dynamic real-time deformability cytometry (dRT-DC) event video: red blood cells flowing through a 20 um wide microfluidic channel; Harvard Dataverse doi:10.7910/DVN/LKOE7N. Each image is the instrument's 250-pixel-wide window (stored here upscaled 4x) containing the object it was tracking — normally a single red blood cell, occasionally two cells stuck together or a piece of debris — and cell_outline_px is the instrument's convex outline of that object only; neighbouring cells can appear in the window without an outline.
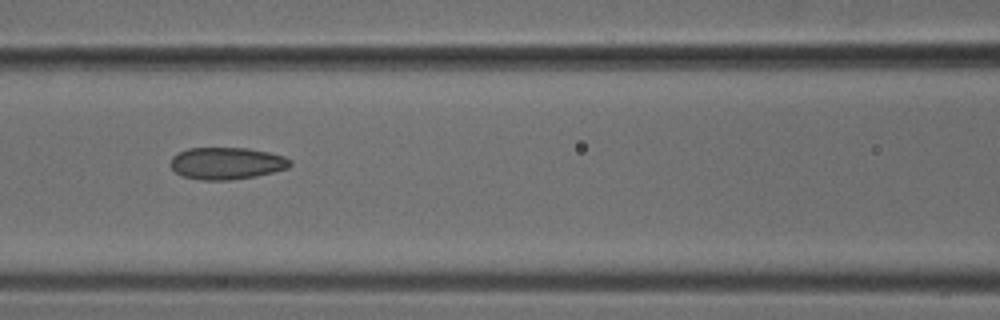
{"species": "common noctule bat (a hibernating species)", "species_latin": "Nyctalus noctula", "temperature_condition": "cold", "stored_images_in_passage": 9, "camera_frame_rate_fps": 3000, "um_per_image_px": 0.085, "animal": {"sex": "male", "body_mass_g": 18.8}, "frame": {"image": 1, "passage_image": 6, "time_ms": 1.667, "image_size_px": [1000, 320], "cell_outline_px": [[292, 164], [288, 168], [256, 176], [232, 180], [200, 180], [184, 176], [176, 172], [168, 164], [172, 156], [176, 152], [188, 148], [248, 148], [268, 152], [284, 156], [292, 160]], "centroid_in_image_um": [19.24, 13.87], "position_along_channel_um": 147.4, "area_um2": 22.54}}
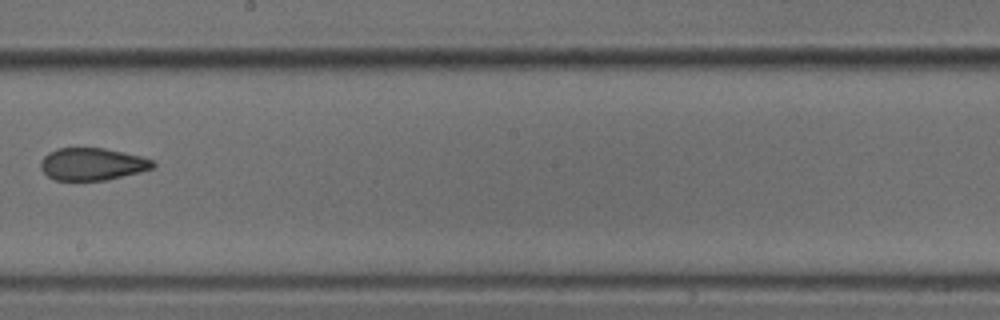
{"frame": {"image": 2, "passage_image": 8, "time_ms": 2.333, "image_size_px": [1000, 320], "cell_outline_px": [[156, 164], [152, 168], [140, 172], [104, 180], [56, 180], [48, 176], [40, 168], [40, 160], [48, 152], [60, 148], [104, 148], [124, 152], [140, 156], [152, 160]], "centroid_in_image_um": [7.82, 13.94], "position_along_channel_um": 240.4, "area_um2": 21.04}}
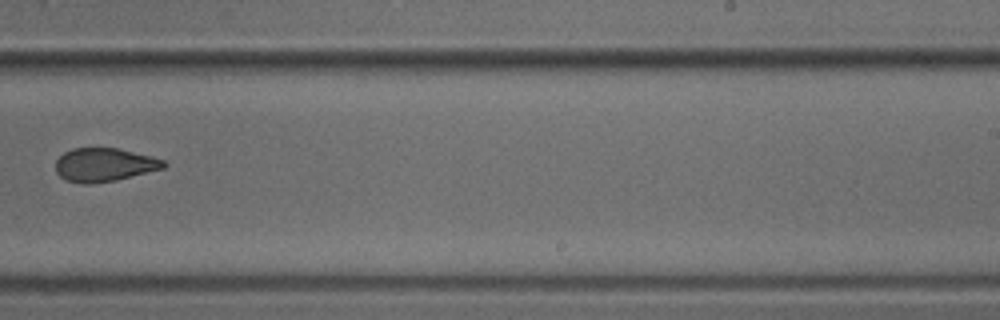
{"frame": {"image": 3, "passage_image": 9, "time_ms": 2.667, "image_size_px": [1000, 320], "cell_outline_px": [[168, 164], [164, 168], [116, 180], [88, 184], [84, 184], [68, 180], [60, 176], [56, 172], [56, 160], [64, 152], [72, 148], [116, 148], [164, 160]], "centroid_in_image_um": [8.84, 14.01], "position_along_channel_um": 280.2, "area_um2": 20.81}}